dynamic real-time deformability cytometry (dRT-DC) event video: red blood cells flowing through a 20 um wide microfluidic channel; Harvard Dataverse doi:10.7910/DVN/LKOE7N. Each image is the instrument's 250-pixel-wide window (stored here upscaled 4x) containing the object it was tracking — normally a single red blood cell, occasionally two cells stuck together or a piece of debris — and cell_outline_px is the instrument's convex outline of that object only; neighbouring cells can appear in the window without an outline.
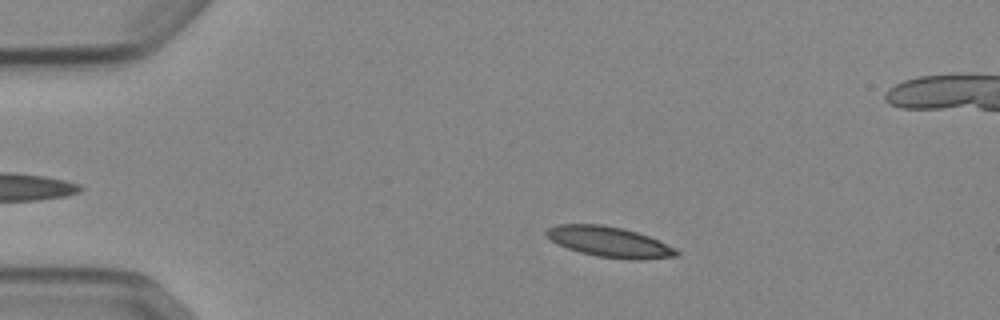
{"species": "Egyptian fruit bat (a non-hibernating species)", "species_latin": "Rousettus aegyptiacus", "temperature_condition": "cold", "stored_images_in_passage": 45, "camera_frame_rate_fps": 3000, "um_per_image_px": 0.085, "animal": {"sex": "female"}, "frame": {"image": 1, "passage_image": 10, "time_ms": 3.0, "image_size_px": [1000, 320], "cell_outline_px": [[680, 252], [676, 256], [644, 260], [632, 260], [596, 256], [580, 252], [568, 248], [552, 240], [544, 232], [548, 228], [560, 224], [600, 224], [624, 228], [648, 236], [676, 248]], "centroid_in_image_um": [51.84, 20.57], "position_along_channel_um": 33.2, "area_um2": 22.95}}
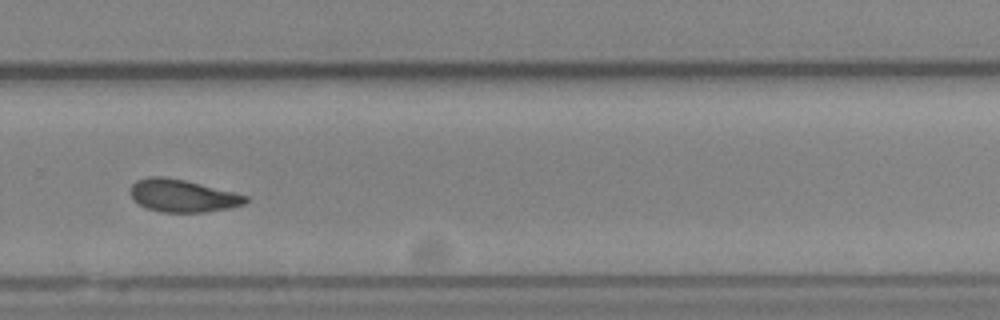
{"frame": {"image": 2, "passage_image": 36, "time_ms": 11.667, "image_size_px": [1000, 320], "cell_outline_px": [[248, 200], [244, 204], [228, 208], [204, 212], [160, 212], [148, 208], [140, 204], [132, 196], [132, 184], [136, 180], [148, 176], [164, 176], [184, 180], [248, 196]], "centroid_in_image_um": [15.51, 16.63], "position_along_channel_um": 314.3, "area_um2": 21.44}}
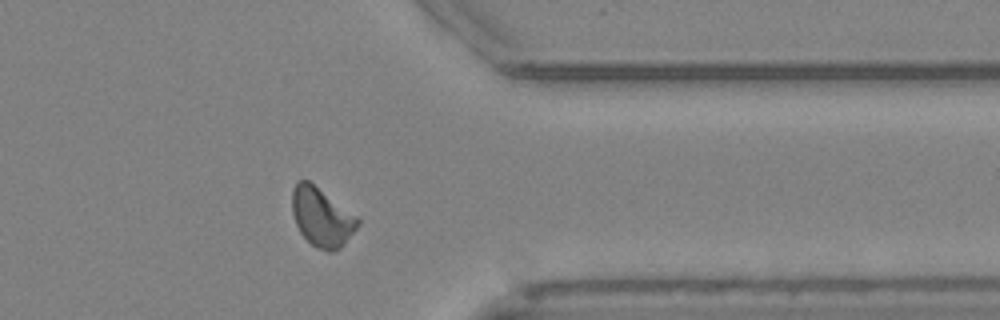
{"frame": {"image": 3, "passage_image": 42, "time_ms": 13.667, "image_size_px": [1000, 320], "cell_outline_px": [[360, 224], [344, 244], [340, 248], [332, 252], [328, 252], [316, 248], [300, 232], [296, 224], [292, 212], [292, 188], [296, 180], [308, 180], [356, 216], [360, 220]], "centroid_in_image_um": [27.33, 18.46], "position_along_channel_um": 384.1, "area_um2": 22.31}, "authors_computed_cell_mechanics": {"area_um2": 22.1374, "velocity_mm_per_s": 3.8623, "shape_relaxation_time_tau1_ms": null, "shape_relaxation_time_tau2_ms": 5.564, "deformation_change_tau1": null, "deformation_change_tau2": 0.11}}